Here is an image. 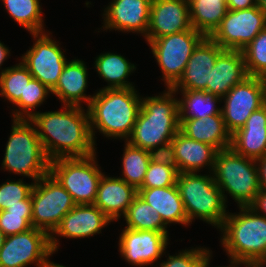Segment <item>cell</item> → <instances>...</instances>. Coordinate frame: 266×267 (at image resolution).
Listing matches in <instances>:
<instances>
[{
  "label": "cell",
  "mask_w": 266,
  "mask_h": 267,
  "mask_svg": "<svg viewBox=\"0 0 266 267\" xmlns=\"http://www.w3.org/2000/svg\"><path fill=\"white\" fill-rule=\"evenodd\" d=\"M204 37L192 28L148 42L152 57L161 70L165 88H172L179 81L194 48Z\"/></svg>",
  "instance_id": "9c48e42d"
},
{
  "label": "cell",
  "mask_w": 266,
  "mask_h": 267,
  "mask_svg": "<svg viewBox=\"0 0 266 267\" xmlns=\"http://www.w3.org/2000/svg\"><path fill=\"white\" fill-rule=\"evenodd\" d=\"M51 90L37 79H32L25 90V99H19L14 105L12 119H30L43 102L50 96ZM17 107V108H16Z\"/></svg>",
  "instance_id": "836d02e7"
},
{
  "label": "cell",
  "mask_w": 266,
  "mask_h": 267,
  "mask_svg": "<svg viewBox=\"0 0 266 267\" xmlns=\"http://www.w3.org/2000/svg\"><path fill=\"white\" fill-rule=\"evenodd\" d=\"M180 94L179 119L198 118L221 114V98L206 91L174 90ZM219 106H218V105Z\"/></svg>",
  "instance_id": "f1b7e54d"
},
{
  "label": "cell",
  "mask_w": 266,
  "mask_h": 267,
  "mask_svg": "<svg viewBox=\"0 0 266 267\" xmlns=\"http://www.w3.org/2000/svg\"><path fill=\"white\" fill-rule=\"evenodd\" d=\"M126 221V228L134 230H150L169 234L167 225L158 215L157 210L149 205L138 194L122 217Z\"/></svg>",
  "instance_id": "4dcf8cb0"
},
{
  "label": "cell",
  "mask_w": 266,
  "mask_h": 267,
  "mask_svg": "<svg viewBox=\"0 0 266 267\" xmlns=\"http://www.w3.org/2000/svg\"><path fill=\"white\" fill-rule=\"evenodd\" d=\"M23 179H7L0 185V211L11 206L23 205V200L31 195L35 182L26 183Z\"/></svg>",
  "instance_id": "d590c367"
},
{
  "label": "cell",
  "mask_w": 266,
  "mask_h": 267,
  "mask_svg": "<svg viewBox=\"0 0 266 267\" xmlns=\"http://www.w3.org/2000/svg\"><path fill=\"white\" fill-rule=\"evenodd\" d=\"M97 152L88 157L58 158L50 161L49 173L72 196L76 204H94L102 172Z\"/></svg>",
  "instance_id": "ba28073f"
},
{
  "label": "cell",
  "mask_w": 266,
  "mask_h": 267,
  "mask_svg": "<svg viewBox=\"0 0 266 267\" xmlns=\"http://www.w3.org/2000/svg\"><path fill=\"white\" fill-rule=\"evenodd\" d=\"M212 175L226 204L229 195L237 207L250 206L261 190L257 160L242 156L231 147L217 152Z\"/></svg>",
  "instance_id": "8992f818"
},
{
  "label": "cell",
  "mask_w": 266,
  "mask_h": 267,
  "mask_svg": "<svg viewBox=\"0 0 266 267\" xmlns=\"http://www.w3.org/2000/svg\"><path fill=\"white\" fill-rule=\"evenodd\" d=\"M7 212L16 214H32V199L31 195L23 200V205H15L6 209Z\"/></svg>",
  "instance_id": "7bdbcfd3"
},
{
  "label": "cell",
  "mask_w": 266,
  "mask_h": 267,
  "mask_svg": "<svg viewBox=\"0 0 266 267\" xmlns=\"http://www.w3.org/2000/svg\"><path fill=\"white\" fill-rule=\"evenodd\" d=\"M1 171L21 175L36 182L49 174L47 158L35 125L29 119H12Z\"/></svg>",
  "instance_id": "5b68a950"
},
{
  "label": "cell",
  "mask_w": 266,
  "mask_h": 267,
  "mask_svg": "<svg viewBox=\"0 0 266 267\" xmlns=\"http://www.w3.org/2000/svg\"><path fill=\"white\" fill-rule=\"evenodd\" d=\"M177 159L178 173L202 172L208 169L212 173L218 150L206 143L192 140L180 131L171 141Z\"/></svg>",
  "instance_id": "cb8c5ba5"
},
{
  "label": "cell",
  "mask_w": 266,
  "mask_h": 267,
  "mask_svg": "<svg viewBox=\"0 0 266 267\" xmlns=\"http://www.w3.org/2000/svg\"><path fill=\"white\" fill-rule=\"evenodd\" d=\"M249 207L257 214L266 218V191L261 189L256 195L254 202Z\"/></svg>",
  "instance_id": "60d3db41"
},
{
  "label": "cell",
  "mask_w": 266,
  "mask_h": 267,
  "mask_svg": "<svg viewBox=\"0 0 266 267\" xmlns=\"http://www.w3.org/2000/svg\"><path fill=\"white\" fill-rule=\"evenodd\" d=\"M119 235L120 256L134 267L157 266L164 254L167 253L166 249L170 244L169 234L157 231L134 230L125 227Z\"/></svg>",
  "instance_id": "9a60e30c"
},
{
  "label": "cell",
  "mask_w": 266,
  "mask_h": 267,
  "mask_svg": "<svg viewBox=\"0 0 266 267\" xmlns=\"http://www.w3.org/2000/svg\"><path fill=\"white\" fill-rule=\"evenodd\" d=\"M123 155L121 158V178L138 190L144 181L150 162L149 151L135 147L124 141Z\"/></svg>",
  "instance_id": "1f68e13d"
},
{
  "label": "cell",
  "mask_w": 266,
  "mask_h": 267,
  "mask_svg": "<svg viewBox=\"0 0 266 267\" xmlns=\"http://www.w3.org/2000/svg\"><path fill=\"white\" fill-rule=\"evenodd\" d=\"M32 79L21 61L8 67L0 75V97L5 98L13 107L19 99H25L26 86Z\"/></svg>",
  "instance_id": "d6a6232c"
},
{
  "label": "cell",
  "mask_w": 266,
  "mask_h": 267,
  "mask_svg": "<svg viewBox=\"0 0 266 267\" xmlns=\"http://www.w3.org/2000/svg\"><path fill=\"white\" fill-rule=\"evenodd\" d=\"M245 267H266V262H245Z\"/></svg>",
  "instance_id": "c3c4849f"
},
{
  "label": "cell",
  "mask_w": 266,
  "mask_h": 267,
  "mask_svg": "<svg viewBox=\"0 0 266 267\" xmlns=\"http://www.w3.org/2000/svg\"><path fill=\"white\" fill-rule=\"evenodd\" d=\"M248 76L242 51L224 49L210 71L206 92L222 99Z\"/></svg>",
  "instance_id": "ffe728a7"
},
{
  "label": "cell",
  "mask_w": 266,
  "mask_h": 267,
  "mask_svg": "<svg viewBox=\"0 0 266 267\" xmlns=\"http://www.w3.org/2000/svg\"><path fill=\"white\" fill-rule=\"evenodd\" d=\"M229 212L220 234L221 247L231 260L260 262L266 260V218L251 207Z\"/></svg>",
  "instance_id": "277c9868"
},
{
  "label": "cell",
  "mask_w": 266,
  "mask_h": 267,
  "mask_svg": "<svg viewBox=\"0 0 266 267\" xmlns=\"http://www.w3.org/2000/svg\"><path fill=\"white\" fill-rule=\"evenodd\" d=\"M138 195L157 210L158 215L169 227L170 224L190 226L177 185L138 189Z\"/></svg>",
  "instance_id": "484cf974"
},
{
  "label": "cell",
  "mask_w": 266,
  "mask_h": 267,
  "mask_svg": "<svg viewBox=\"0 0 266 267\" xmlns=\"http://www.w3.org/2000/svg\"><path fill=\"white\" fill-rule=\"evenodd\" d=\"M260 188L266 191V155L257 160Z\"/></svg>",
  "instance_id": "ee69618b"
},
{
  "label": "cell",
  "mask_w": 266,
  "mask_h": 267,
  "mask_svg": "<svg viewBox=\"0 0 266 267\" xmlns=\"http://www.w3.org/2000/svg\"><path fill=\"white\" fill-rule=\"evenodd\" d=\"M6 236L5 234L3 233V231L0 229V249L1 247L3 246L4 244V240H5Z\"/></svg>",
  "instance_id": "f907efd6"
},
{
  "label": "cell",
  "mask_w": 266,
  "mask_h": 267,
  "mask_svg": "<svg viewBox=\"0 0 266 267\" xmlns=\"http://www.w3.org/2000/svg\"><path fill=\"white\" fill-rule=\"evenodd\" d=\"M230 147L254 160L266 155V104L252 112L245 125L231 135Z\"/></svg>",
  "instance_id": "603a6c76"
},
{
  "label": "cell",
  "mask_w": 266,
  "mask_h": 267,
  "mask_svg": "<svg viewBox=\"0 0 266 267\" xmlns=\"http://www.w3.org/2000/svg\"><path fill=\"white\" fill-rule=\"evenodd\" d=\"M94 69L99 78L107 85L101 89L134 88V82L129 76L134 73L137 66L129 62L123 55L113 52L100 53L95 59ZM133 83V84H132Z\"/></svg>",
  "instance_id": "4316f807"
},
{
  "label": "cell",
  "mask_w": 266,
  "mask_h": 267,
  "mask_svg": "<svg viewBox=\"0 0 266 267\" xmlns=\"http://www.w3.org/2000/svg\"><path fill=\"white\" fill-rule=\"evenodd\" d=\"M30 35L34 40L33 45L18 60L26 66L34 79L52 90L68 61L64 54L66 49L64 51L61 48V43L52 37L50 31Z\"/></svg>",
  "instance_id": "8fae6325"
},
{
  "label": "cell",
  "mask_w": 266,
  "mask_h": 267,
  "mask_svg": "<svg viewBox=\"0 0 266 267\" xmlns=\"http://www.w3.org/2000/svg\"><path fill=\"white\" fill-rule=\"evenodd\" d=\"M3 8L13 21L17 22L29 34L43 33L45 29L41 0H1ZM43 17V18H42ZM46 30V31H45Z\"/></svg>",
  "instance_id": "f546056e"
},
{
  "label": "cell",
  "mask_w": 266,
  "mask_h": 267,
  "mask_svg": "<svg viewBox=\"0 0 266 267\" xmlns=\"http://www.w3.org/2000/svg\"><path fill=\"white\" fill-rule=\"evenodd\" d=\"M221 107L227 130L231 135L243 127L252 114L266 104V79L248 76L236 84L222 99Z\"/></svg>",
  "instance_id": "7c38bea8"
},
{
  "label": "cell",
  "mask_w": 266,
  "mask_h": 267,
  "mask_svg": "<svg viewBox=\"0 0 266 267\" xmlns=\"http://www.w3.org/2000/svg\"><path fill=\"white\" fill-rule=\"evenodd\" d=\"M258 5V0H227L228 10H244Z\"/></svg>",
  "instance_id": "b9f144b4"
},
{
  "label": "cell",
  "mask_w": 266,
  "mask_h": 267,
  "mask_svg": "<svg viewBox=\"0 0 266 267\" xmlns=\"http://www.w3.org/2000/svg\"><path fill=\"white\" fill-rule=\"evenodd\" d=\"M192 29L188 0H152L145 41Z\"/></svg>",
  "instance_id": "ac0fdd59"
},
{
  "label": "cell",
  "mask_w": 266,
  "mask_h": 267,
  "mask_svg": "<svg viewBox=\"0 0 266 267\" xmlns=\"http://www.w3.org/2000/svg\"><path fill=\"white\" fill-rule=\"evenodd\" d=\"M223 50L210 37H204L194 48L181 78L172 89L206 91L210 71Z\"/></svg>",
  "instance_id": "d6986e66"
},
{
  "label": "cell",
  "mask_w": 266,
  "mask_h": 267,
  "mask_svg": "<svg viewBox=\"0 0 266 267\" xmlns=\"http://www.w3.org/2000/svg\"><path fill=\"white\" fill-rule=\"evenodd\" d=\"M10 51L8 46L4 44V42L0 41V75L8 68H2L1 66L4 65L3 63L7 60V58L10 56Z\"/></svg>",
  "instance_id": "f6af8a7d"
},
{
  "label": "cell",
  "mask_w": 266,
  "mask_h": 267,
  "mask_svg": "<svg viewBox=\"0 0 266 267\" xmlns=\"http://www.w3.org/2000/svg\"><path fill=\"white\" fill-rule=\"evenodd\" d=\"M50 235L38 228L7 236L0 249V267H39L53 256Z\"/></svg>",
  "instance_id": "4fadbf2b"
},
{
  "label": "cell",
  "mask_w": 266,
  "mask_h": 267,
  "mask_svg": "<svg viewBox=\"0 0 266 267\" xmlns=\"http://www.w3.org/2000/svg\"><path fill=\"white\" fill-rule=\"evenodd\" d=\"M241 51L248 75L266 79V27Z\"/></svg>",
  "instance_id": "e575fe53"
},
{
  "label": "cell",
  "mask_w": 266,
  "mask_h": 267,
  "mask_svg": "<svg viewBox=\"0 0 266 267\" xmlns=\"http://www.w3.org/2000/svg\"><path fill=\"white\" fill-rule=\"evenodd\" d=\"M192 28L209 37L220 25L228 7L227 0H188Z\"/></svg>",
  "instance_id": "83f0119b"
},
{
  "label": "cell",
  "mask_w": 266,
  "mask_h": 267,
  "mask_svg": "<svg viewBox=\"0 0 266 267\" xmlns=\"http://www.w3.org/2000/svg\"><path fill=\"white\" fill-rule=\"evenodd\" d=\"M258 5H259L260 10L266 17V0H258Z\"/></svg>",
  "instance_id": "681fc988"
},
{
  "label": "cell",
  "mask_w": 266,
  "mask_h": 267,
  "mask_svg": "<svg viewBox=\"0 0 266 267\" xmlns=\"http://www.w3.org/2000/svg\"><path fill=\"white\" fill-rule=\"evenodd\" d=\"M172 88L159 95L141 97V107L126 140L141 149L150 150L171 142L179 132V99Z\"/></svg>",
  "instance_id": "3957f363"
},
{
  "label": "cell",
  "mask_w": 266,
  "mask_h": 267,
  "mask_svg": "<svg viewBox=\"0 0 266 267\" xmlns=\"http://www.w3.org/2000/svg\"><path fill=\"white\" fill-rule=\"evenodd\" d=\"M32 228V214H16L0 211V229L5 236L25 232Z\"/></svg>",
  "instance_id": "f35d334b"
},
{
  "label": "cell",
  "mask_w": 266,
  "mask_h": 267,
  "mask_svg": "<svg viewBox=\"0 0 266 267\" xmlns=\"http://www.w3.org/2000/svg\"><path fill=\"white\" fill-rule=\"evenodd\" d=\"M39 267H66L50 260V256Z\"/></svg>",
  "instance_id": "7dc6e473"
},
{
  "label": "cell",
  "mask_w": 266,
  "mask_h": 267,
  "mask_svg": "<svg viewBox=\"0 0 266 267\" xmlns=\"http://www.w3.org/2000/svg\"><path fill=\"white\" fill-rule=\"evenodd\" d=\"M87 110L92 139L98 132L108 139L126 141L131 135L140 107L141 95L134 88L97 89ZM98 130V131H97Z\"/></svg>",
  "instance_id": "7a4b0ae2"
},
{
  "label": "cell",
  "mask_w": 266,
  "mask_h": 267,
  "mask_svg": "<svg viewBox=\"0 0 266 267\" xmlns=\"http://www.w3.org/2000/svg\"><path fill=\"white\" fill-rule=\"evenodd\" d=\"M111 221L94 204H77L64 215L58 227L50 235V244L54 254L60 249V238L84 239L101 234ZM59 239H58V238Z\"/></svg>",
  "instance_id": "2e32d148"
},
{
  "label": "cell",
  "mask_w": 266,
  "mask_h": 267,
  "mask_svg": "<svg viewBox=\"0 0 266 267\" xmlns=\"http://www.w3.org/2000/svg\"><path fill=\"white\" fill-rule=\"evenodd\" d=\"M212 252L208 247L196 246L180 250L175 255L164 254L166 261L158 263L155 267H202L206 257ZM168 256V257H167Z\"/></svg>",
  "instance_id": "8d00e7d4"
},
{
  "label": "cell",
  "mask_w": 266,
  "mask_h": 267,
  "mask_svg": "<svg viewBox=\"0 0 266 267\" xmlns=\"http://www.w3.org/2000/svg\"><path fill=\"white\" fill-rule=\"evenodd\" d=\"M88 75L85 61L78 58L68 60L51 94L61 101V106L84 107L83 104H86L87 108L94 97V94L85 93L88 88Z\"/></svg>",
  "instance_id": "44dd1931"
},
{
  "label": "cell",
  "mask_w": 266,
  "mask_h": 267,
  "mask_svg": "<svg viewBox=\"0 0 266 267\" xmlns=\"http://www.w3.org/2000/svg\"><path fill=\"white\" fill-rule=\"evenodd\" d=\"M212 253L211 252L205 259L204 263H203V266L202 267H210V263H211V259H212ZM229 262L230 264L228 266H216V267H242V266H245V262L243 261H237V260H231L229 259ZM215 267V266H214Z\"/></svg>",
  "instance_id": "bcb514c9"
},
{
  "label": "cell",
  "mask_w": 266,
  "mask_h": 267,
  "mask_svg": "<svg viewBox=\"0 0 266 267\" xmlns=\"http://www.w3.org/2000/svg\"><path fill=\"white\" fill-rule=\"evenodd\" d=\"M150 162L177 168L175 149L171 142L149 150Z\"/></svg>",
  "instance_id": "ab89813d"
},
{
  "label": "cell",
  "mask_w": 266,
  "mask_h": 267,
  "mask_svg": "<svg viewBox=\"0 0 266 267\" xmlns=\"http://www.w3.org/2000/svg\"><path fill=\"white\" fill-rule=\"evenodd\" d=\"M152 0H111L103 8V26L107 32L137 33L144 37L148 32L150 6ZM103 28V29H102Z\"/></svg>",
  "instance_id": "e0dca14e"
},
{
  "label": "cell",
  "mask_w": 266,
  "mask_h": 267,
  "mask_svg": "<svg viewBox=\"0 0 266 267\" xmlns=\"http://www.w3.org/2000/svg\"><path fill=\"white\" fill-rule=\"evenodd\" d=\"M178 171L175 166L149 162L142 186L139 189L176 185Z\"/></svg>",
  "instance_id": "74e56055"
},
{
  "label": "cell",
  "mask_w": 266,
  "mask_h": 267,
  "mask_svg": "<svg viewBox=\"0 0 266 267\" xmlns=\"http://www.w3.org/2000/svg\"><path fill=\"white\" fill-rule=\"evenodd\" d=\"M138 191L118 176L104 173L100 179L97 197L94 205L97 206L111 221L122 218L132 204Z\"/></svg>",
  "instance_id": "7402d4cb"
},
{
  "label": "cell",
  "mask_w": 266,
  "mask_h": 267,
  "mask_svg": "<svg viewBox=\"0 0 266 267\" xmlns=\"http://www.w3.org/2000/svg\"><path fill=\"white\" fill-rule=\"evenodd\" d=\"M36 112L29 120L35 125L47 158L88 157L96 153L88 110L62 105L57 111Z\"/></svg>",
  "instance_id": "6da1fadb"
},
{
  "label": "cell",
  "mask_w": 266,
  "mask_h": 267,
  "mask_svg": "<svg viewBox=\"0 0 266 267\" xmlns=\"http://www.w3.org/2000/svg\"><path fill=\"white\" fill-rule=\"evenodd\" d=\"M176 185L188 222L196 219L220 229L227 217V204L212 173H178Z\"/></svg>",
  "instance_id": "52a82bcc"
},
{
  "label": "cell",
  "mask_w": 266,
  "mask_h": 267,
  "mask_svg": "<svg viewBox=\"0 0 266 267\" xmlns=\"http://www.w3.org/2000/svg\"><path fill=\"white\" fill-rule=\"evenodd\" d=\"M32 227L51 235L62 218L77 204L70 193L49 173L35 182L31 192Z\"/></svg>",
  "instance_id": "30bf717a"
},
{
  "label": "cell",
  "mask_w": 266,
  "mask_h": 267,
  "mask_svg": "<svg viewBox=\"0 0 266 267\" xmlns=\"http://www.w3.org/2000/svg\"><path fill=\"white\" fill-rule=\"evenodd\" d=\"M179 131L186 137L215 147L218 151L231 146V133L227 130L222 114L205 119H179Z\"/></svg>",
  "instance_id": "d4e9b609"
},
{
  "label": "cell",
  "mask_w": 266,
  "mask_h": 267,
  "mask_svg": "<svg viewBox=\"0 0 266 267\" xmlns=\"http://www.w3.org/2000/svg\"><path fill=\"white\" fill-rule=\"evenodd\" d=\"M266 17L259 5L244 10H228L209 36L223 49H244L264 28Z\"/></svg>",
  "instance_id": "5bb4252c"
}]
</instances>
